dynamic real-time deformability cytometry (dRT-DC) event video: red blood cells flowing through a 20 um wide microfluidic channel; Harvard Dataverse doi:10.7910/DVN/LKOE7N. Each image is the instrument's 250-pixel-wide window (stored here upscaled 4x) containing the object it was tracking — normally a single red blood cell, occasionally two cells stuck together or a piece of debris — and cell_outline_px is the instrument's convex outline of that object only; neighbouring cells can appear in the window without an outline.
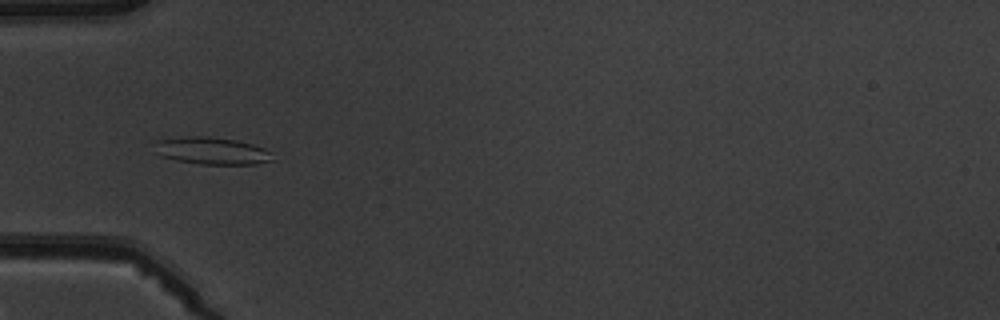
{"species": "common noctule bat (a hibernating species)", "species_latin": "Nyctalus noctula", "temperature_condition": "warm", "stored_images_in_passage": 7, "camera_frame_rate_fps": 3000, "um_per_image_px": 0.085, "animal": {"sex": "male", "body_mass_g": 19.5, "forearm_length_mm": 54.6}, "frame": {"image": 1, "passage_image": 5, "time_ms": 4.667, "image_size_px": [1000, 320], "cell_outline_px": [[276, 160], [256, 164], [200, 164], [176, 160], [160, 156], [156, 140], [184, 136], [208, 136], [236, 140], [252, 144], [264, 148], [272, 152]], "centroid_in_image_um": [18.09, 12.82], "position_along_channel_um": 66.9, "area_um2": 18.73}}
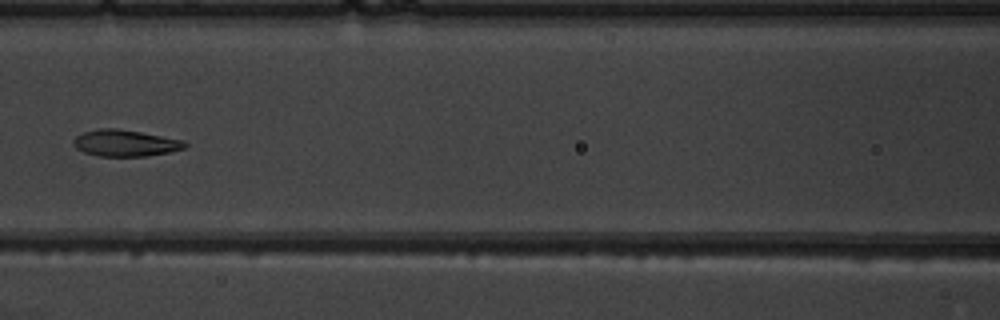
{"frame": {"image": 2, "passage_image": 7, "time_ms": 7.0, "image_size_px": [1000, 320], "cell_outline_px": [[188, 144], [184, 148], [168, 152], [148, 156], [100, 156], [84, 152], [76, 148], [72, 144], [72, 140], [76, 136], [84, 132], [100, 128], [116, 128], [140, 132], [184, 140]], "centroid_in_image_um": [10.63, 12.16], "position_along_channel_um": 156.0, "area_um2": 17.17}}